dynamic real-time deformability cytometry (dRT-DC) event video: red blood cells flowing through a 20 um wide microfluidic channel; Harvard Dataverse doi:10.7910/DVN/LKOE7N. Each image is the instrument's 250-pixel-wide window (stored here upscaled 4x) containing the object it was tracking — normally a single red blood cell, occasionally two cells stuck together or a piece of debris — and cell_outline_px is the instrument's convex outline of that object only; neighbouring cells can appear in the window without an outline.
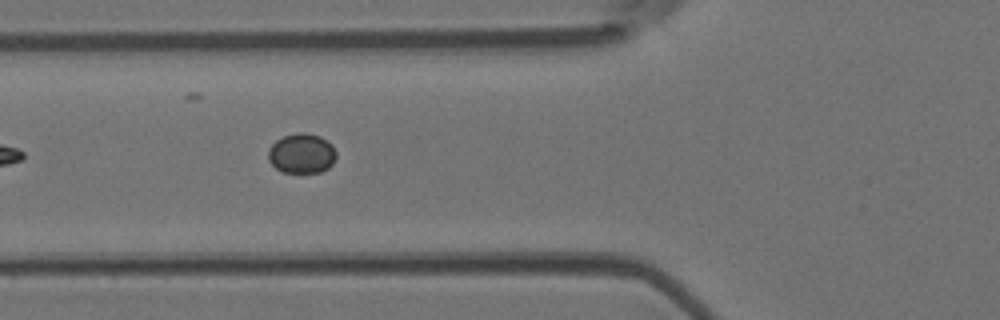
{"species": "Egyptian fruit bat (a non-hibernating species)", "species_latin": "Rousettus aegyptiacus", "temperature_condition": "room temperature", "stored_images_in_passage": 3, "camera_frame_rate_fps": 3000, "um_per_image_px": 0.085, "animal": {"sex": "female"}, "frame": {"image": 1, "passage_image": 3, "time_ms": 3.333, "image_size_px": [1000, 320], "cell_outline_px": [[336, 156], [332, 164], [328, 168], [320, 172], [284, 172], [276, 168], [268, 160], [268, 148], [276, 140], [284, 136], [296, 132], [304, 132], [320, 136], [328, 140], [332, 144], [336, 152]], "centroid_in_image_um": [25.65, 13.02], "position_along_channel_um": 100.2, "area_um2": 15.9}}